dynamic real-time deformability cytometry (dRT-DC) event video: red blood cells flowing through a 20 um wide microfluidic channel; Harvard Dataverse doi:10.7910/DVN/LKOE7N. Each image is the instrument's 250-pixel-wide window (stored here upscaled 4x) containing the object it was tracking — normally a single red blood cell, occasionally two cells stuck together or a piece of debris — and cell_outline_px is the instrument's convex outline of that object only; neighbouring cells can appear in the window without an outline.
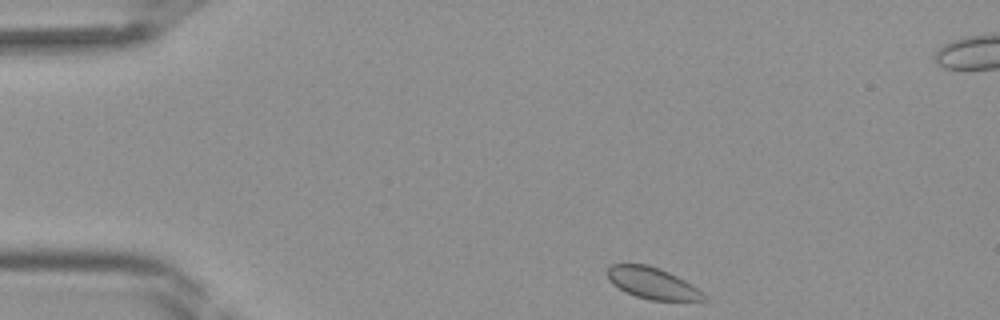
{"species": "Egyptian fruit bat (a non-hibernating species)", "species_latin": "Rousettus aegyptiacus", "temperature_condition": "room temperature", "stored_images_in_passage": 38, "camera_frame_rate_fps": 3000, "um_per_image_px": 0.085, "frame": {"image": 1, "passage_image": 1, "time_ms": 0.0, "image_size_px": [1000, 320], "cell_outline_px": [[708, 300], [652, 300], [636, 296], [612, 284], [608, 280], [604, 272], [612, 264], [648, 264], [660, 268], [684, 280], [708, 296]], "centroid_in_image_um": [55.42, 24.05], "position_along_channel_um": 29.6, "area_um2": 17.57}}
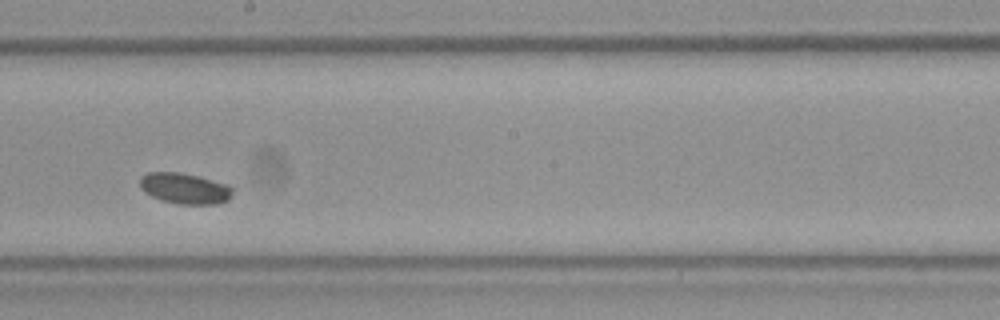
{"frame": {"image": 2, "passage_image": 18, "time_ms": 5.667, "image_size_px": [1000, 320], "cell_outline_px": [[232, 196], [228, 200], [216, 204], [180, 204], [164, 200], [152, 196], [144, 192], [140, 188], [140, 176], [148, 172], [180, 172], [200, 176], [228, 184], [232, 188]], "centroid_in_image_um": [15.71, 16.0], "position_along_channel_um": 232.5, "area_um2": 16.76}}
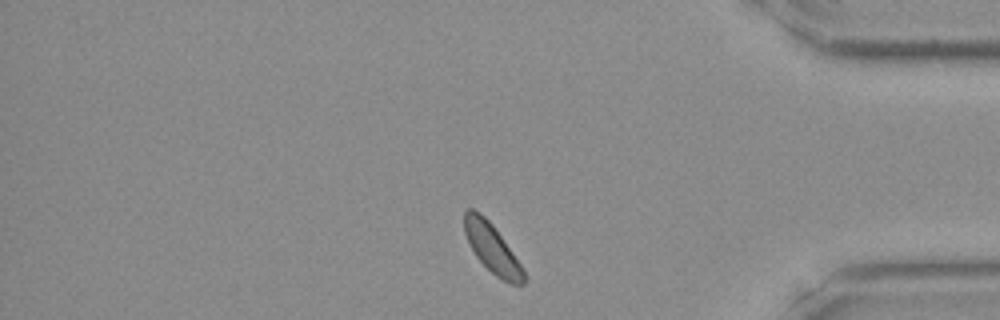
{"frame": {"image": 3, "passage_image": 30, "time_ms": 9.667, "image_size_px": [1000, 320], "cell_outline_px": [[524, 284], [512, 284], [496, 276], [476, 256], [464, 232], [464, 212], [468, 208], [472, 208], [480, 212], [492, 224], [524, 268]], "centroid_in_image_um": [41.82, 21.08], "position_along_channel_um": 393.4, "area_um2": 16.59}}